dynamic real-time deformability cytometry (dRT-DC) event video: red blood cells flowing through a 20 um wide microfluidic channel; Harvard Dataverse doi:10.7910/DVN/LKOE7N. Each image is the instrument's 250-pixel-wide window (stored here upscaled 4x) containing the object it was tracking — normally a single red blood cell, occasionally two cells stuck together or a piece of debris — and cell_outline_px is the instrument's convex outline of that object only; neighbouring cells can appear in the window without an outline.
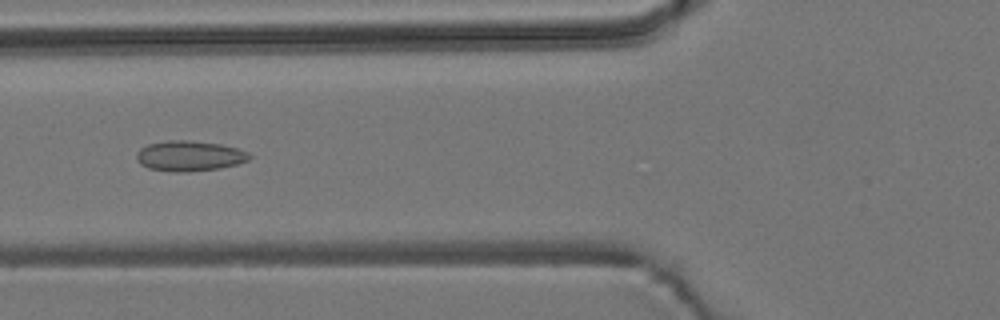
{"species": "common noctule bat (a hibernating species)", "species_latin": "Nyctalus noctula", "temperature_condition": "room temperature", "stored_images_in_passage": 27, "camera_frame_rate_fps": 3000, "um_per_image_px": 0.085, "animal": {"sex": "male", "body_mass_g": 19.2, "forearm_length_mm": 51.8}, "frame": {"image": 1, "passage_image": 13, "time_ms": 4.0, "image_size_px": [1000, 320], "cell_outline_px": [[252, 156], [248, 160], [236, 164], [220, 168], [188, 172], [176, 172], [148, 168], [140, 164], [136, 160], [136, 152], [140, 148], [148, 144], [168, 140], [188, 140], [220, 144], [236, 148], [248, 152]], "centroid_in_image_um": [16.07, 13.25], "position_along_channel_um": 109.7, "area_um2": 20.0}}
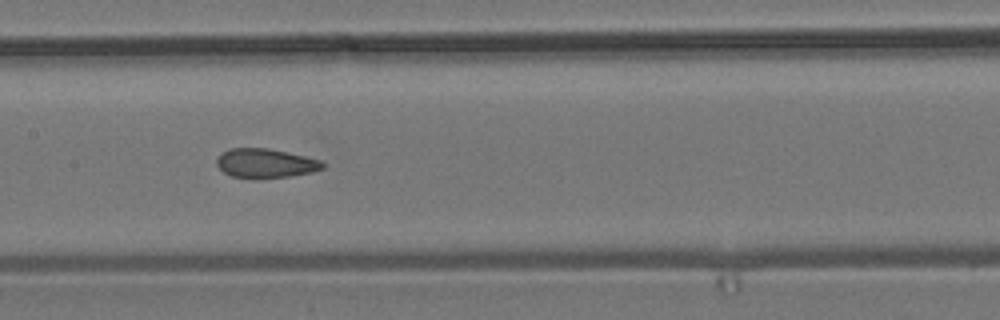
{"frame": {"image": 2, "passage_image": 19, "time_ms": 6.0, "image_size_px": [1000, 320], "cell_outline_px": [[324, 168], [312, 172], [292, 176], [252, 180], [232, 176], [224, 172], [216, 164], [216, 156], [220, 152], [228, 148], [268, 148], [304, 156], [320, 160], [324, 164]], "centroid_in_image_um": [22.51, 13.89], "position_along_channel_um": 184.9, "area_um2": 18.44}}
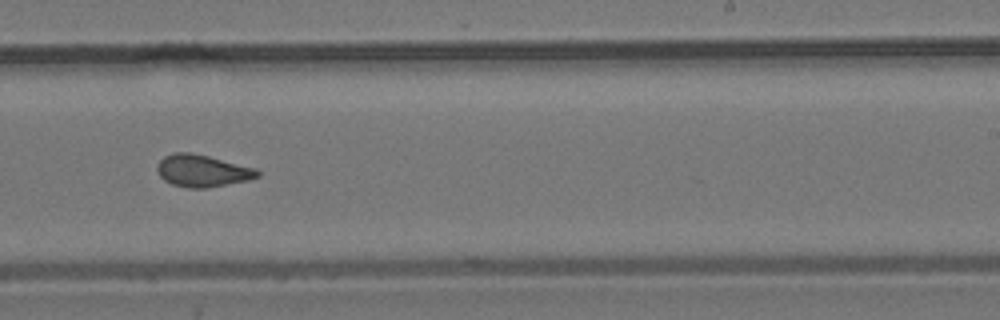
{"frame": {"image": 3, "passage_image": 26, "time_ms": 8.333, "image_size_px": [1000, 320], "cell_outline_px": [[260, 176], [248, 180], [208, 188], [188, 188], [172, 184], [164, 180], [160, 176], [156, 168], [156, 164], [164, 156], [172, 152], [192, 152], [256, 168], [260, 172]], "centroid_in_image_um": [17.18, 14.51], "position_along_channel_um": 271.8, "area_um2": 18.9}}